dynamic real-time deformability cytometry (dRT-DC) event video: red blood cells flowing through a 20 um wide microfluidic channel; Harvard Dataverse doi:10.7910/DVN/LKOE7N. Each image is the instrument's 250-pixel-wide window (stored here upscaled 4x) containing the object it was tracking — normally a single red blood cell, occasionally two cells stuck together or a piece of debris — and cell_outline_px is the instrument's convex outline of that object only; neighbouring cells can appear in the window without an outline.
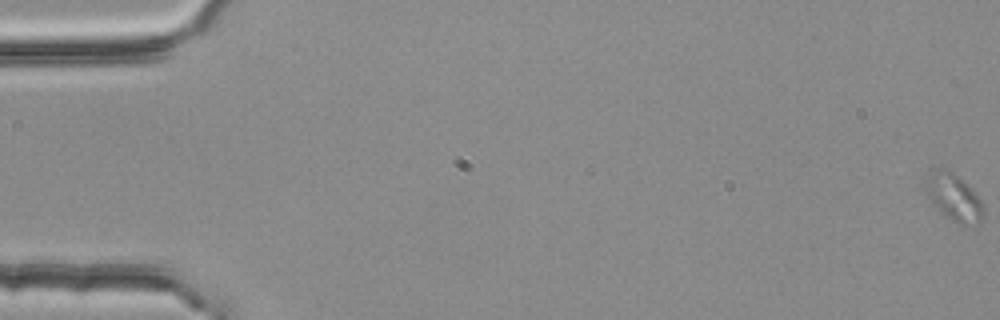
{"species": "common noctule bat (a hibernating species)", "species_latin": "Nyctalus noctula", "temperature_condition": "room temperature", "stored_images_in_passage": 5, "camera_frame_rate_fps": 3000, "um_per_image_px": 0.085, "animal": {"sex": "female", "body_mass_g": 25.1}, "frame": {"image": 1, "passage_image": 1, "time_ms": 0.0, "image_size_px": [1000, 320], "cell_outline_px": [[984, 216], [976, 224], [964, 224], [940, 212], [920, 184], [920, 180], [932, 168], [944, 168], [956, 176], [984, 204]], "centroid_in_image_um": [80.96, 16.7], "position_along_channel_um": 4.0, "area_um2": 15.55}}